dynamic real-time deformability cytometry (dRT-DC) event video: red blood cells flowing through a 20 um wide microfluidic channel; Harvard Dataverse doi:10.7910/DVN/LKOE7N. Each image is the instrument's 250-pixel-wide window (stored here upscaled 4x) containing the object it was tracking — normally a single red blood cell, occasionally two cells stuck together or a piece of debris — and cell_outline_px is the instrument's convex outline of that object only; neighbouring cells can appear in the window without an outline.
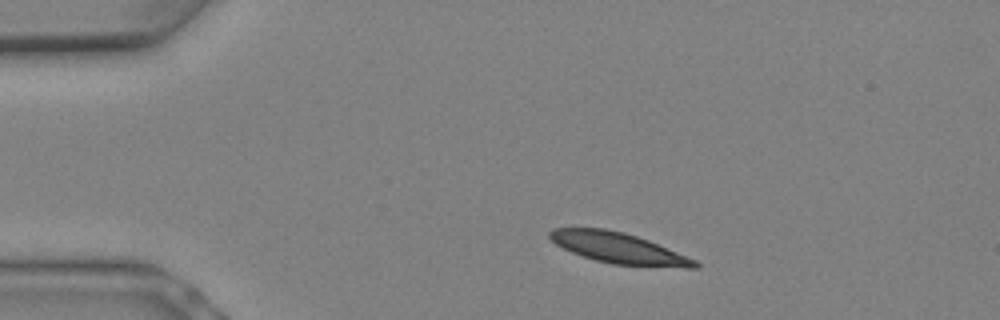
{"species": "Egyptian fruit bat (a non-hibernating species)", "species_latin": "Rousettus aegyptiacus", "temperature_condition": "warm", "stored_images_in_passage": 7, "camera_frame_rate_fps": 3000, "um_per_image_px": 0.085, "animal": {"sex": "female"}, "frame": {"image": 1, "passage_image": 2, "time_ms": 0.333, "image_size_px": [1000, 320], "cell_outline_px": [[700, 268], [688, 268], [612, 264], [596, 260], [572, 252], [556, 244], [548, 236], [548, 232], [552, 228], [604, 228], [624, 232], [648, 240], [696, 260], [700, 264]], "centroid_in_image_um": [52.59, 21.08], "position_along_channel_um": 32.4, "area_um2": 25.78}}
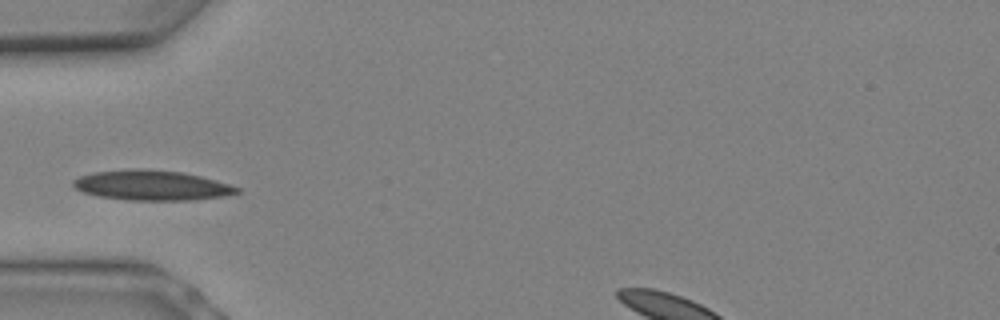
{"frame": {"image": 2, "passage_image": 5, "time_ms": 1.333, "image_size_px": [1000, 320], "cell_outline_px": [[240, 192], [224, 196], [196, 200], [128, 200], [100, 196], [84, 192], [76, 188], [72, 184], [72, 180], [80, 176], [92, 172], [140, 168], [180, 172], [200, 176], [216, 180], [240, 188]], "centroid_in_image_um": [12.9, 15.75], "position_along_channel_um": 72.1, "area_um2": 28.5}}